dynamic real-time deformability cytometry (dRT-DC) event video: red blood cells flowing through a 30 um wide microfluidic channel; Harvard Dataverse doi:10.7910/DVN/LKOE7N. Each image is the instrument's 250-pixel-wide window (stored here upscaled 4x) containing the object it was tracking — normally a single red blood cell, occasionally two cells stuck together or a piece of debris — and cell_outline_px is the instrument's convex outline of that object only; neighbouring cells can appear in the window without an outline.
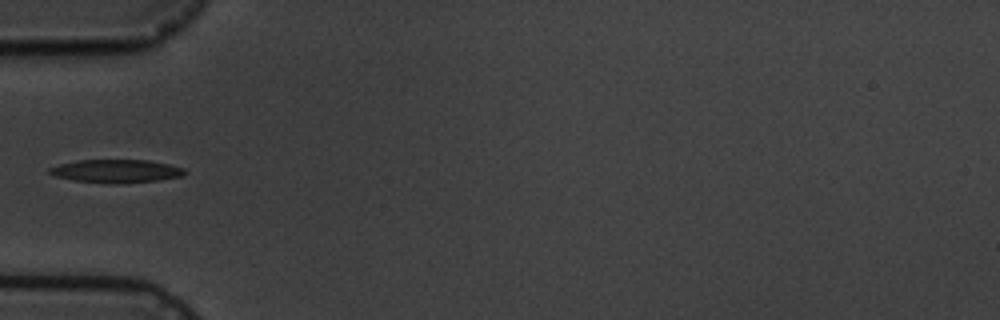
{"species": "common noctule bat (a hibernating species)", "species_latin": "Nyctalus noctula", "temperature_condition": "cold", "stored_images_in_passage": 15, "camera_frame_rate_fps": 3000, "um_per_image_px": 0.085, "animal": {"sex": "male", "body_mass_g": 19.5, "forearm_length_mm": 54.6}, "frame": {"image": 1, "passage_image": 5, "time_ms": 5.667, "image_size_px": [1000, 320], "cell_outline_px": [[188, 172], [184, 176], [160, 180], [116, 184], [112, 184], [72, 180], [56, 176], [48, 172], [48, 168], [60, 164], [76, 160], [148, 160], [168, 164], [184, 168]], "centroid_in_image_um": [9.91, 14.55], "position_along_channel_um": 75.1, "area_um2": 18.44}}
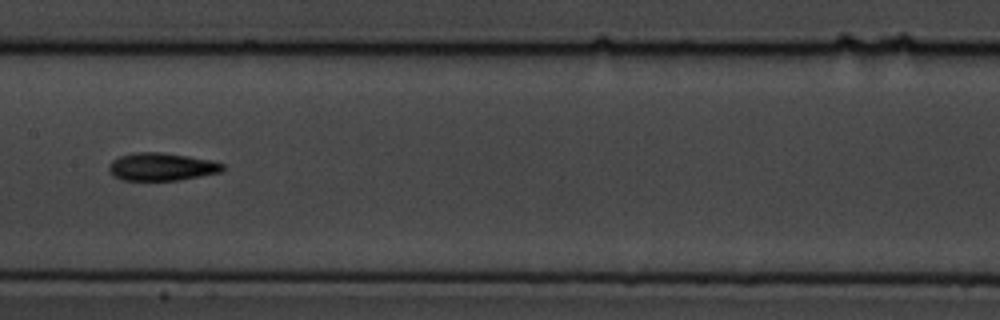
{"frame": {"image": 2, "passage_image": 8, "time_ms": 9.0, "image_size_px": [1000, 320], "cell_outline_px": [[224, 168], [220, 172], [180, 180], [124, 180], [112, 176], [108, 172], [108, 164], [112, 160], [120, 156], [136, 152], [160, 152], [188, 156], [212, 160], [224, 164]], "centroid_in_image_um": [13.7, 14.17], "position_along_channel_um": 193.7, "area_um2": 18.5}}
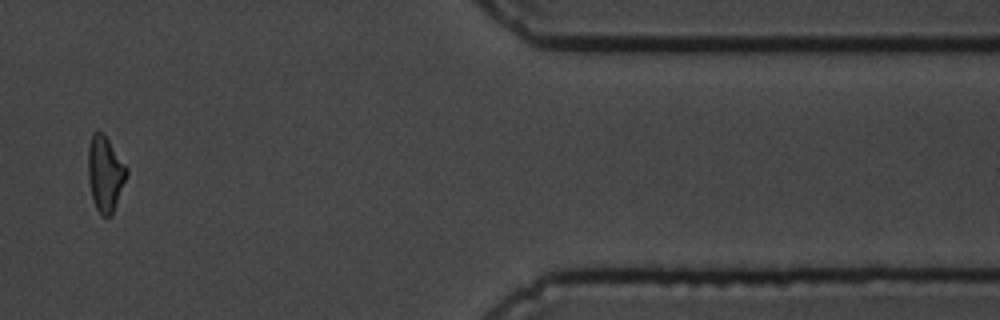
{"frame": {"image": 3, "passage_image": 14, "time_ms": 16.0, "image_size_px": [1000, 320], "cell_outline_px": [[128, 172], [112, 216], [100, 216], [92, 200], [88, 180], [88, 148], [92, 132], [96, 128], [104, 132], [128, 168]], "centroid_in_image_um": [8.92, 14.73], "position_along_channel_um": 402.5, "area_um2": 17.34}, "authors_computed_cell_mechanics": {"area_um2": 17.629, "velocity_mm_per_s": 3.5509, "shape_relaxation_time_tau1_ms": 4.091, "shape_relaxation_time_tau2_ms": 8.1204, "deformation_change_tau1": 0.1593, "deformation_change_tau2": 0.169}}